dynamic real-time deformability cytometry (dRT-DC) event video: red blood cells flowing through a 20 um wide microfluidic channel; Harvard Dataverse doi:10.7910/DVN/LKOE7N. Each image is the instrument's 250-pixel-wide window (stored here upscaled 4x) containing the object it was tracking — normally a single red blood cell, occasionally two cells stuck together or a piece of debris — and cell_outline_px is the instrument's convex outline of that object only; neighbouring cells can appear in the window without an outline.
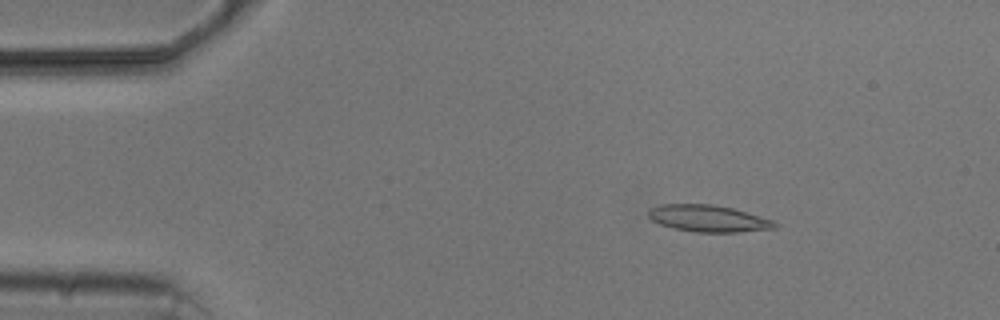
{"species": "common noctule bat (a hibernating species)", "species_latin": "Nyctalus noctula", "temperature_condition": "cold", "stored_images_in_passage": 3, "camera_frame_rate_fps": 3000, "um_per_image_px": 0.085, "animal": {"sex": "male", "body_mass_g": 20.5, "forearm_length_mm": 52.5}, "frame": {"image": 1, "passage_image": 1, "time_ms": 0.0, "image_size_px": [1000, 320], "cell_outline_px": [[780, 224], [776, 228], [740, 232], [696, 232], [672, 228], [660, 224], [652, 220], [648, 216], [648, 208], [660, 204], [712, 204], [732, 208], [772, 220]], "centroid_in_image_um": [60.18, 18.57], "position_along_channel_um": 24.8, "area_um2": 19.77}}